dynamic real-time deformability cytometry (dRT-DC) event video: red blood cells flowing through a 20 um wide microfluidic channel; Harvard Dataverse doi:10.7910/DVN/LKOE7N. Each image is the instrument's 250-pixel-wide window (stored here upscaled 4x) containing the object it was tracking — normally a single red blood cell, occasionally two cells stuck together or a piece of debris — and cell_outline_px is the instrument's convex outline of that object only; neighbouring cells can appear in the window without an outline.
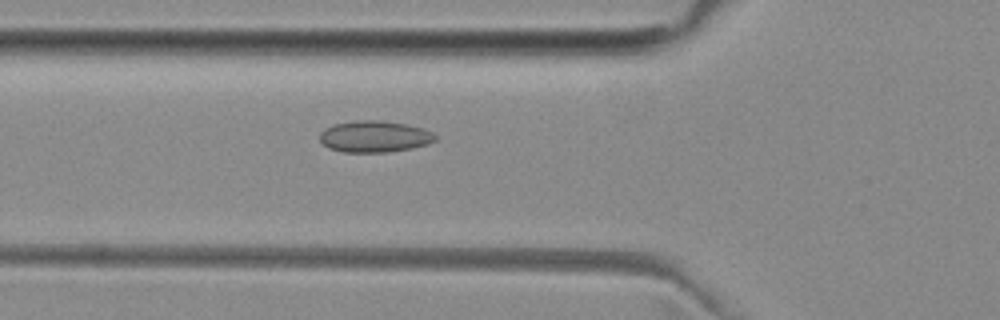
{"species": "common noctule bat (a hibernating species)", "species_latin": "Nyctalus noctula", "temperature_condition": "room temperature", "stored_images_in_passage": 40, "camera_frame_rate_fps": 3000, "um_per_image_px": 0.085, "animal": {"sex": "female", "body_mass_g": 29.2, "forearm_length_mm": 56.3}, "frame": {"image": 1, "passage_image": 10, "time_ms": 3.0, "image_size_px": [1000, 320], "cell_outline_px": [[436, 140], [428, 144], [412, 148], [388, 152], [344, 152], [328, 148], [320, 140], [320, 132], [324, 128], [332, 124], [356, 120], [380, 120], [408, 124], [424, 128], [432, 132], [436, 136]], "centroid_in_image_um": [31.83, 11.59], "position_along_channel_um": 94.0, "area_um2": 21.44}}
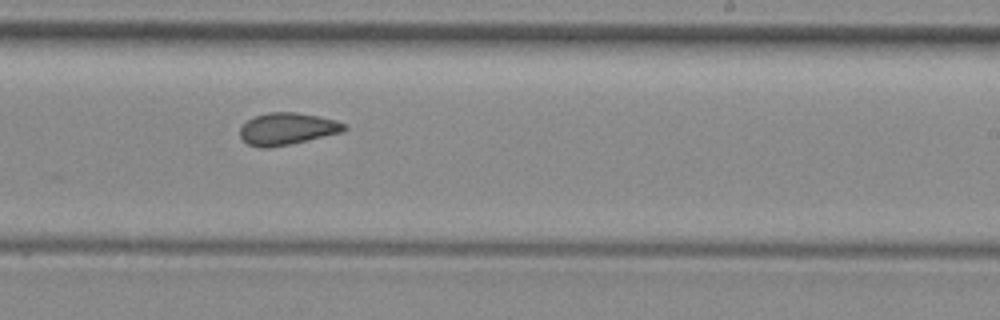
{"frame": {"image": 2, "passage_image": 23, "time_ms": 7.333, "image_size_px": [1000, 320], "cell_outline_px": [[348, 128], [344, 132], [288, 144], [268, 148], [260, 148], [248, 144], [240, 136], [240, 128], [248, 120], [256, 116], [268, 112], [296, 112], [336, 120], [348, 124]], "centroid_in_image_um": [24.45, 10.95], "position_along_channel_um": 264.6, "area_um2": 19.36}}
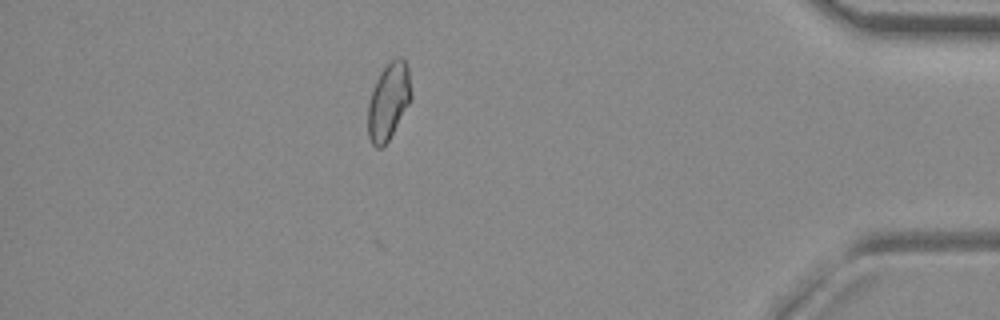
{"frame": {"image": 3, "passage_image": 37, "time_ms": 12.0, "image_size_px": [1000, 320], "cell_outline_px": [[412, 100], [388, 140], [380, 148], [376, 148], [372, 144], [368, 136], [368, 104], [372, 88], [380, 72], [396, 56], [404, 56], [408, 68], [412, 92]], "centroid_in_image_um": [33.04, 8.57], "position_along_channel_um": 402.2, "area_um2": 19.54}, "authors_computed_cell_mechanics": {"area_um2": 19.3341, "velocity_mm_per_s": 3.9845, "shape_relaxation_time_tau1_ms": null, "shape_relaxation_time_tau2_ms": 2.4753, "deformation_change_tau1": null, "deformation_change_tau2": 0.0693}}